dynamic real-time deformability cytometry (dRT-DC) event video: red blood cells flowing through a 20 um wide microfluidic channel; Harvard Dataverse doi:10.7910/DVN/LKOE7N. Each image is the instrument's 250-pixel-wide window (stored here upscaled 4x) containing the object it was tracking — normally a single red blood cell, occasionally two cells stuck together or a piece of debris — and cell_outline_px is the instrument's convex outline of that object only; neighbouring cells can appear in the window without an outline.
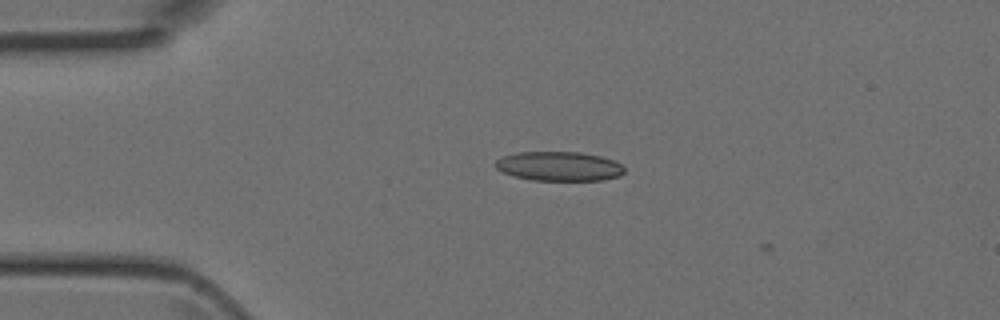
{"species": "Egyptian fruit bat (a non-hibernating species)", "species_latin": "Rousettus aegyptiacus", "temperature_condition": "room temperature", "stored_images_in_passage": 3, "camera_frame_rate_fps": 3000, "um_per_image_px": 0.085, "animal": {"sex": "female"}, "frame": {"image": 1, "passage_image": 2, "time_ms": 0.333, "image_size_px": [1000, 320], "cell_outline_px": [[624, 172], [620, 176], [604, 180], [532, 180], [512, 176], [496, 168], [496, 160], [504, 156], [516, 152], [580, 152], [600, 156], [624, 164]], "centroid_in_image_um": [47.55, 14.13], "position_along_channel_um": 37.5, "area_um2": 22.08}}